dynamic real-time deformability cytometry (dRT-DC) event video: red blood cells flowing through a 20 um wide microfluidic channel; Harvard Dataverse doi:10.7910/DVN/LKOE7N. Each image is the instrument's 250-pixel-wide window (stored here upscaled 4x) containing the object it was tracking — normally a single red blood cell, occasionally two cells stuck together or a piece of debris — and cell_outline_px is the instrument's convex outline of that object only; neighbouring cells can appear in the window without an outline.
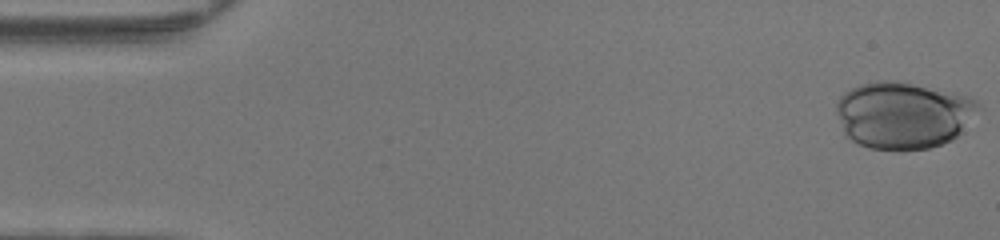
{"species": "human", "species_latin": "Homo sapiens", "temperature_condition": "warm", "stored_images_in_passage": 38, "camera_frame_rate_fps": 3000, "um_per_image_px": 0.085, "donor": {"sex": "female"}, "frame": {"image": 1, "passage_image": 1, "time_ms": 0.0, "image_size_px": [1000, 240], "cell_outline_px": [[984, 108], [952, 140], [928, 148], [900, 152], [868, 148], [844, 136], [836, 112], [836, 104], [840, 96], [844, 92], [860, 84], [876, 80], [904, 80], [956, 92], [968, 96], [976, 100]], "centroid_in_image_um": [76.79, 9.77], "position_along_channel_um": 8.2, "area_um2": 56.88}}
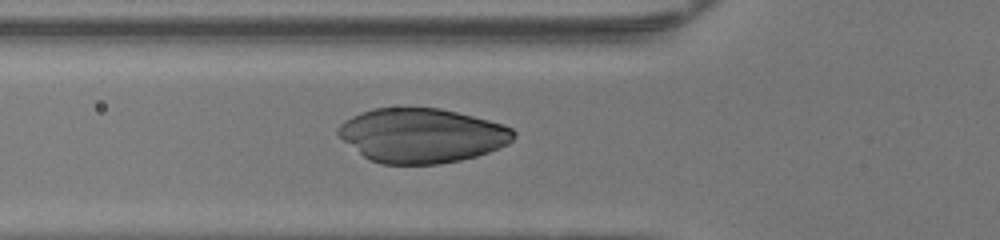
{"frame": {"image": 2, "passage_image": 17, "time_ms": 5.333, "image_size_px": [1000, 240], "cell_outline_px": [[516, 136], [508, 144], [488, 152], [476, 156], [460, 160], [440, 164], [380, 164], [368, 160], [344, 140], [336, 132], [336, 128], [344, 120], [360, 112], [372, 108], [440, 108], [504, 124], [512, 128], [516, 132]], "centroid_in_image_um": [35.84, 11.52], "position_along_channel_um": 90.0, "area_um2": 55.66}}
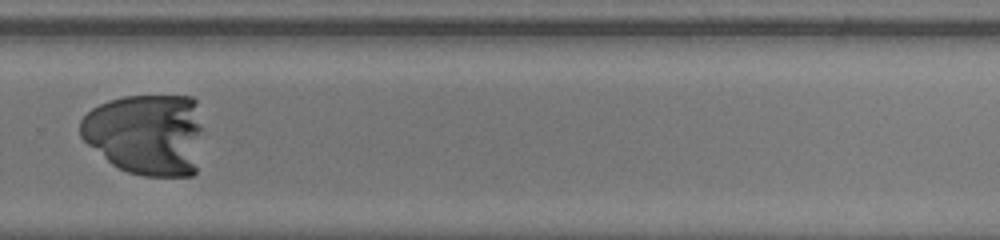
{"frame": {"image": 3, "passage_image": 33, "time_ms": 10.667, "image_size_px": [1000, 240], "cell_outline_px": [[200, 132], [196, 172], [192, 176], [144, 176], [128, 172], [112, 164], [88, 144], [80, 136], [80, 120], [92, 108], [108, 100], [124, 96], [192, 96], [196, 100], [200, 128]], "centroid_in_image_um": [12.41, 11.4], "position_along_channel_um": 317.4, "area_um2": 58.26}}